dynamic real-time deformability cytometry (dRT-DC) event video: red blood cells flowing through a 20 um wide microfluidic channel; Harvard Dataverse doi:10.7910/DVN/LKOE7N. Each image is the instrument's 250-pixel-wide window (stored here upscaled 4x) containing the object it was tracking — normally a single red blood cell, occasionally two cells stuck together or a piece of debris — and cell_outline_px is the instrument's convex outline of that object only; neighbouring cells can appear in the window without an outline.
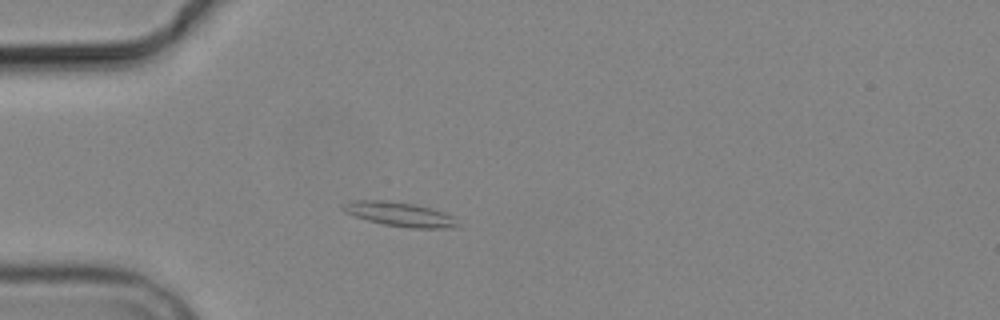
{"species": "common noctule bat (a hibernating species)", "species_latin": "Nyctalus noctula", "temperature_condition": "cold", "stored_images_in_passage": 4, "camera_frame_rate_fps": 3000, "um_per_image_px": 0.085, "animal": {"sex": "male", "body_mass_g": 19.2, "forearm_length_mm": 51.8}, "frame": {"image": 1, "passage_image": 3, "time_ms": 2.333, "image_size_px": [1000, 320], "cell_outline_px": [[456, 224], [452, 228], [412, 228], [384, 224], [368, 220], [344, 212], [340, 208], [344, 204], [356, 200], [384, 200], [412, 204], [444, 212], [452, 216]], "centroid_in_image_um": [33.92, 18.2], "position_along_channel_um": 51.1, "area_um2": 15.72}}